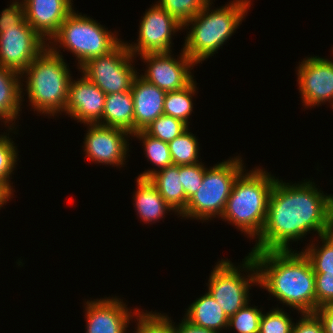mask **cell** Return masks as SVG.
Masks as SVG:
<instances>
[{
    "instance_id": "obj_1",
    "label": "cell",
    "mask_w": 333,
    "mask_h": 333,
    "mask_svg": "<svg viewBox=\"0 0 333 333\" xmlns=\"http://www.w3.org/2000/svg\"><path fill=\"white\" fill-rule=\"evenodd\" d=\"M305 180L292 184L276 179L264 227L250 252L289 251L290 242L303 240L311 231L318 239L333 232V195Z\"/></svg>"
},
{
    "instance_id": "obj_2",
    "label": "cell",
    "mask_w": 333,
    "mask_h": 333,
    "mask_svg": "<svg viewBox=\"0 0 333 333\" xmlns=\"http://www.w3.org/2000/svg\"><path fill=\"white\" fill-rule=\"evenodd\" d=\"M258 269L259 285L279 303L298 311L315 313V274L302 251L250 252Z\"/></svg>"
},
{
    "instance_id": "obj_3",
    "label": "cell",
    "mask_w": 333,
    "mask_h": 333,
    "mask_svg": "<svg viewBox=\"0 0 333 333\" xmlns=\"http://www.w3.org/2000/svg\"><path fill=\"white\" fill-rule=\"evenodd\" d=\"M212 4L211 0L183 25V29L189 31L182 49L196 65L218 53L236 32L252 5L251 0H233L213 10Z\"/></svg>"
},
{
    "instance_id": "obj_4",
    "label": "cell",
    "mask_w": 333,
    "mask_h": 333,
    "mask_svg": "<svg viewBox=\"0 0 333 333\" xmlns=\"http://www.w3.org/2000/svg\"><path fill=\"white\" fill-rule=\"evenodd\" d=\"M61 53L58 47H47L21 73L26 82L21 84L22 92L26 91L31 109L48 118L61 115L67 104L72 75Z\"/></svg>"
},
{
    "instance_id": "obj_5",
    "label": "cell",
    "mask_w": 333,
    "mask_h": 333,
    "mask_svg": "<svg viewBox=\"0 0 333 333\" xmlns=\"http://www.w3.org/2000/svg\"><path fill=\"white\" fill-rule=\"evenodd\" d=\"M245 171L236 178L221 219L234 225L247 238L256 239L264 227L277 177L260 167Z\"/></svg>"
},
{
    "instance_id": "obj_6",
    "label": "cell",
    "mask_w": 333,
    "mask_h": 333,
    "mask_svg": "<svg viewBox=\"0 0 333 333\" xmlns=\"http://www.w3.org/2000/svg\"><path fill=\"white\" fill-rule=\"evenodd\" d=\"M116 34L92 17L73 10L50 39L48 47L58 46L70 51L78 60L79 69L88 60L114 50L123 41Z\"/></svg>"
},
{
    "instance_id": "obj_7",
    "label": "cell",
    "mask_w": 333,
    "mask_h": 333,
    "mask_svg": "<svg viewBox=\"0 0 333 333\" xmlns=\"http://www.w3.org/2000/svg\"><path fill=\"white\" fill-rule=\"evenodd\" d=\"M243 165V159L238 155L206 168L201 186L188 199L185 210L178 217L203 222L212 217L220 218L236 178L246 169Z\"/></svg>"
},
{
    "instance_id": "obj_8",
    "label": "cell",
    "mask_w": 333,
    "mask_h": 333,
    "mask_svg": "<svg viewBox=\"0 0 333 333\" xmlns=\"http://www.w3.org/2000/svg\"><path fill=\"white\" fill-rule=\"evenodd\" d=\"M226 259L218 261L211 271L207 291L230 318L249 303V289L253 285H259V277L256 262L251 254L246 255L242 264L237 267L230 259Z\"/></svg>"
},
{
    "instance_id": "obj_9",
    "label": "cell",
    "mask_w": 333,
    "mask_h": 333,
    "mask_svg": "<svg viewBox=\"0 0 333 333\" xmlns=\"http://www.w3.org/2000/svg\"><path fill=\"white\" fill-rule=\"evenodd\" d=\"M135 57L124 40L109 54L94 57L78 70L106 95L131 91L134 78L140 74L131 64Z\"/></svg>"
},
{
    "instance_id": "obj_10",
    "label": "cell",
    "mask_w": 333,
    "mask_h": 333,
    "mask_svg": "<svg viewBox=\"0 0 333 333\" xmlns=\"http://www.w3.org/2000/svg\"><path fill=\"white\" fill-rule=\"evenodd\" d=\"M150 7L141 17L137 42L130 44L126 41L128 50L135 58L144 54L172 52V37L183 30V25L157 3Z\"/></svg>"
},
{
    "instance_id": "obj_11",
    "label": "cell",
    "mask_w": 333,
    "mask_h": 333,
    "mask_svg": "<svg viewBox=\"0 0 333 333\" xmlns=\"http://www.w3.org/2000/svg\"><path fill=\"white\" fill-rule=\"evenodd\" d=\"M48 47L24 19L0 33V66L22 73Z\"/></svg>"
},
{
    "instance_id": "obj_12",
    "label": "cell",
    "mask_w": 333,
    "mask_h": 333,
    "mask_svg": "<svg viewBox=\"0 0 333 333\" xmlns=\"http://www.w3.org/2000/svg\"><path fill=\"white\" fill-rule=\"evenodd\" d=\"M173 55L171 52L140 55L146 70L144 75L141 73L139 76L165 92L184 89L195 80L191 70L196 64L183 49L179 58L176 59Z\"/></svg>"
},
{
    "instance_id": "obj_13",
    "label": "cell",
    "mask_w": 333,
    "mask_h": 333,
    "mask_svg": "<svg viewBox=\"0 0 333 333\" xmlns=\"http://www.w3.org/2000/svg\"><path fill=\"white\" fill-rule=\"evenodd\" d=\"M87 132L84 137L85 157L95 164L125 167L129 156V139L132 136L123 129L103 126L100 124H85ZM128 155V156H127ZM125 162V163H124Z\"/></svg>"
},
{
    "instance_id": "obj_14",
    "label": "cell",
    "mask_w": 333,
    "mask_h": 333,
    "mask_svg": "<svg viewBox=\"0 0 333 333\" xmlns=\"http://www.w3.org/2000/svg\"><path fill=\"white\" fill-rule=\"evenodd\" d=\"M296 74L305 108L328 102L333 109V60L319 56L306 57L299 62Z\"/></svg>"
},
{
    "instance_id": "obj_15",
    "label": "cell",
    "mask_w": 333,
    "mask_h": 333,
    "mask_svg": "<svg viewBox=\"0 0 333 333\" xmlns=\"http://www.w3.org/2000/svg\"><path fill=\"white\" fill-rule=\"evenodd\" d=\"M104 297L87 300L84 304L86 333H127L130 320L135 317L137 308L130 310L123 299Z\"/></svg>"
},
{
    "instance_id": "obj_16",
    "label": "cell",
    "mask_w": 333,
    "mask_h": 333,
    "mask_svg": "<svg viewBox=\"0 0 333 333\" xmlns=\"http://www.w3.org/2000/svg\"><path fill=\"white\" fill-rule=\"evenodd\" d=\"M68 86L64 113L81 124H97L102 119L106 94L84 74Z\"/></svg>"
},
{
    "instance_id": "obj_17",
    "label": "cell",
    "mask_w": 333,
    "mask_h": 333,
    "mask_svg": "<svg viewBox=\"0 0 333 333\" xmlns=\"http://www.w3.org/2000/svg\"><path fill=\"white\" fill-rule=\"evenodd\" d=\"M27 23L45 40L58 32L59 27L74 10L73 0H22Z\"/></svg>"
},
{
    "instance_id": "obj_18",
    "label": "cell",
    "mask_w": 333,
    "mask_h": 333,
    "mask_svg": "<svg viewBox=\"0 0 333 333\" xmlns=\"http://www.w3.org/2000/svg\"><path fill=\"white\" fill-rule=\"evenodd\" d=\"M131 93L134 101V133L145 130L164 114L166 92L145 81L139 74L134 78Z\"/></svg>"
},
{
    "instance_id": "obj_19",
    "label": "cell",
    "mask_w": 333,
    "mask_h": 333,
    "mask_svg": "<svg viewBox=\"0 0 333 333\" xmlns=\"http://www.w3.org/2000/svg\"><path fill=\"white\" fill-rule=\"evenodd\" d=\"M21 78V73L0 66V121L5 127L8 126L10 132L17 129L15 122L22 111V101L24 102Z\"/></svg>"
},
{
    "instance_id": "obj_20",
    "label": "cell",
    "mask_w": 333,
    "mask_h": 333,
    "mask_svg": "<svg viewBox=\"0 0 333 333\" xmlns=\"http://www.w3.org/2000/svg\"><path fill=\"white\" fill-rule=\"evenodd\" d=\"M137 189L133 195L136 215L145 224H152L165 217L171 210L176 214L160 195L155 185L145 178L137 177ZM139 214V215H138Z\"/></svg>"
},
{
    "instance_id": "obj_21",
    "label": "cell",
    "mask_w": 333,
    "mask_h": 333,
    "mask_svg": "<svg viewBox=\"0 0 333 333\" xmlns=\"http://www.w3.org/2000/svg\"><path fill=\"white\" fill-rule=\"evenodd\" d=\"M185 312L183 317L194 326L217 333L228 329L229 318L208 291L192 302Z\"/></svg>"
},
{
    "instance_id": "obj_22",
    "label": "cell",
    "mask_w": 333,
    "mask_h": 333,
    "mask_svg": "<svg viewBox=\"0 0 333 333\" xmlns=\"http://www.w3.org/2000/svg\"><path fill=\"white\" fill-rule=\"evenodd\" d=\"M134 134V101L131 91L107 94L102 119L97 123Z\"/></svg>"
},
{
    "instance_id": "obj_23",
    "label": "cell",
    "mask_w": 333,
    "mask_h": 333,
    "mask_svg": "<svg viewBox=\"0 0 333 333\" xmlns=\"http://www.w3.org/2000/svg\"><path fill=\"white\" fill-rule=\"evenodd\" d=\"M149 180L155 185L165 202L180 215L186 208L188 200L181 183L179 165L172 164L155 172Z\"/></svg>"
},
{
    "instance_id": "obj_24",
    "label": "cell",
    "mask_w": 333,
    "mask_h": 333,
    "mask_svg": "<svg viewBox=\"0 0 333 333\" xmlns=\"http://www.w3.org/2000/svg\"><path fill=\"white\" fill-rule=\"evenodd\" d=\"M131 137H136L140 141L144 149V154L150 164L157 168L147 169L138 175L139 178L149 179L155 172L165 169L173 164L168 143L148 135L144 130L136 131Z\"/></svg>"
},
{
    "instance_id": "obj_25",
    "label": "cell",
    "mask_w": 333,
    "mask_h": 333,
    "mask_svg": "<svg viewBox=\"0 0 333 333\" xmlns=\"http://www.w3.org/2000/svg\"><path fill=\"white\" fill-rule=\"evenodd\" d=\"M196 80L182 90L166 92L164 100V115L182 120L189 125L193 112V96L197 91Z\"/></svg>"
},
{
    "instance_id": "obj_26",
    "label": "cell",
    "mask_w": 333,
    "mask_h": 333,
    "mask_svg": "<svg viewBox=\"0 0 333 333\" xmlns=\"http://www.w3.org/2000/svg\"><path fill=\"white\" fill-rule=\"evenodd\" d=\"M198 139L188 128L168 143L174 165H193L199 163L200 147Z\"/></svg>"
},
{
    "instance_id": "obj_27",
    "label": "cell",
    "mask_w": 333,
    "mask_h": 333,
    "mask_svg": "<svg viewBox=\"0 0 333 333\" xmlns=\"http://www.w3.org/2000/svg\"><path fill=\"white\" fill-rule=\"evenodd\" d=\"M319 238L322 246L312 240L302 252L309 259L314 273H333V232Z\"/></svg>"
},
{
    "instance_id": "obj_28",
    "label": "cell",
    "mask_w": 333,
    "mask_h": 333,
    "mask_svg": "<svg viewBox=\"0 0 333 333\" xmlns=\"http://www.w3.org/2000/svg\"><path fill=\"white\" fill-rule=\"evenodd\" d=\"M135 317L137 326L133 333H176L175 322H172L171 317L165 313L143 312L139 309Z\"/></svg>"
},
{
    "instance_id": "obj_29",
    "label": "cell",
    "mask_w": 333,
    "mask_h": 333,
    "mask_svg": "<svg viewBox=\"0 0 333 333\" xmlns=\"http://www.w3.org/2000/svg\"><path fill=\"white\" fill-rule=\"evenodd\" d=\"M188 128L189 125L182 120L163 114L144 131L153 138L169 143Z\"/></svg>"
},
{
    "instance_id": "obj_30",
    "label": "cell",
    "mask_w": 333,
    "mask_h": 333,
    "mask_svg": "<svg viewBox=\"0 0 333 333\" xmlns=\"http://www.w3.org/2000/svg\"><path fill=\"white\" fill-rule=\"evenodd\" d=\"M211 0H159L156 2L173 16L181 25H184Z\"/></svg>"
},
{
    "instance_id": "obj_31",
    "label": "cell",
    "mask_w": 333,
    "mask_h": 333,
    "mask_svg": "<svg viewBox=\"0 0 333 333\" xmlns=\"http://www.w3.org/2000/svg\"><path fill=\"white\" fill-rule=\"evenodd\" d=\"M247 303L236 314L229 318L228 329L236 333H259L262 310ZM231 328V329H230Z\"/></svg>"
},
{
    "instance_id": "obj_32",
    "label": "cell",
    "mask_w": 333,
    "mask_h": 333,
    "mask_svg": "<svg viewBox=\"0 0 333 333\" xmlns=\"http://www.w3.org/2000/svg\"><path fill=\"white\" fill-rule=\"evenodd\" d=\"M10 137L9 133L0 134V179L14 190L10 177L14 174L15 166L18 165L17 161L19 159L17 156L19 154L17 146Z\"/></svg>"
},
{
    "instance_id": "obj_33",
    "label": "cell",
    "mask_w": 333,
    "mask_h": 333,
    "mask_svg": "<svg viewBox=\"0 0 333 333\" xmlns=\"http://www.w3.org/2000/svg\"><path fill=\"white\" fill-rule=\"evenodd\" d=\"M293 318L283 308L276 307L262 313L259 333H292Z\"/></svg>"
},
{
    "instance_id": "obj_34",
    "label": "cell",
    "mask_w": 333,
    "mask_h": 333,
    "mask_svg": "<svg viewBox=\"0 0 333 333\" xmlns=\"http://www.w3.org/2000/svg\"><path fill=\"white\" fill-rule=\"evenodd\" d=\"M206 168L202 161L193 165H179V175H181V183L187 200L201 186Z\"/></svg>"
},
{
    "instance_id": "obj_35",
    "label": "cell",
    "mask_w": 333,
    "mask_h": 333,
    "mask_svg": "<svg viewBox=\"0 0 333 333\" xmlns=\"http://www.w3.org/2000/svg\"><path fill=\"white\" fill-rule=\"evenodd\" d=\"M316 309L325 304H333V273H314Z\"/></svg>"
},
{
    "instance_id": "obj_36",
    "label": "cell",
    "mask_w": 333,
    "mask_h": 333,
    "mask_svg": "<svg viewBox=\"0 0 333 333\" xmlns=\"http://www.w3.org/2000/svg\"><path fill=\"white\" fill-rule=\"evenodd\" d=\"M0 13V33L6 28L17 27L25 19L23 1L13 0L9 7Z\"/></svg>"
},
{
    "instance_id": "obj_37",
    "label": "cell",
    "mask_w": 333,
    "mask_h": 333,
    "mask_svg": "<svg viewBox=\"0 0 333 333\" xmlns=\"http://www.w3.org/2000/svg\"><path fill=\"white\" fill-rule=\"evenodd\" d=\"M293 325L292 333H324V326L316 313H301Z\"/></svg>"
},
{
    "instance_id": "obj_38",
    "label": "cell",
    "mask_w": 333,
    "mask_h": 333,
    "mask_svg": "<svg viewBox=\"0 0 333 333\" xmlns=\"http://www.w3.org/2000/svg\"><path fill=\"white\" fill-rule=\"evenodd\" d=\"M324 326V333H333V304H325L315 311Z\"/></svg>"
},
{
    "instance_id": "obj_39",
    "label": "cell",
    "mask_w": 333,
    "mask_h": 333,
    "mask_svg": "<svg viewBox=\"0 0 333 333\" xmlns=\"http://www.w3.org/2000/svg\"><path fill=\"white\" fill-rule=\"evenodd\" d=\"M176 333H217L216 331L194 326L184 317L178 325H175Z\"/></svg>"
},
{
    "instance_id": "obj_40",
    "label": "cell",
    "mask_w": 333,
    "mask_h": 333,
    "mask_svg": "<svg viewBox=\"0 0 333 333\" xmlns=\"http://www.w3.org/2000/svg\"><path fill=\"white\" fill-rule=\"evenodd\" d=\"M13 191L3 180L0 179V209L6 205L14 195Z\"/></svg>"
}]
</instances>
